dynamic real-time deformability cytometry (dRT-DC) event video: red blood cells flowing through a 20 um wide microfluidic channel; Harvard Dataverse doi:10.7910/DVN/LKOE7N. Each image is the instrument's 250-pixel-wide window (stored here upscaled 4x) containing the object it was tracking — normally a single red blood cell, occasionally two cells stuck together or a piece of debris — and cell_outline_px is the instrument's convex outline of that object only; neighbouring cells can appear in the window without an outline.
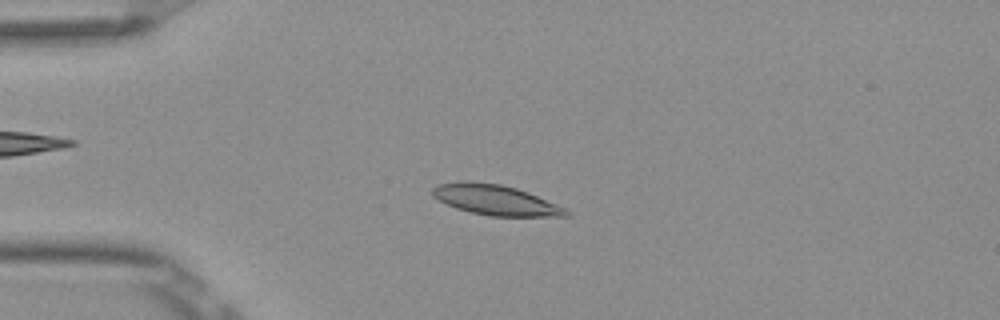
{"species": "Egyptian fruit bat (a non-hibernating species)", "species_latin": "Rousettus aegyptiacus", "temperature_condition": "room temperature", "stored_images_in_passage": 49, "camera_frame_rate_fps": 3000, "um_per_image_px": 0.085, "frame": {"image": 1, "passage_image": 10, "time_ms": 3.0, "image_size_px": [1000, 320], "cell_outline_px": [[572, 212], [568, 216], [492, 216], [472, 212], [456, 208], [432, 196], [432, 188], [436, 184], [460, 180], [468, 180], [500, 184], [516, 188], [528, 192], [564, 208]], "centroid_in_image_um": [42.07, 16.97], "position_along_channel_um": 42.9, "area_um2": 23.47}}
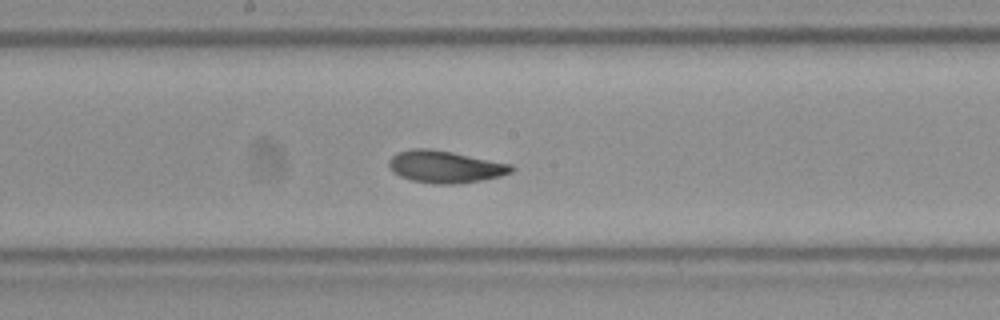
{"frame": {"image": 2, "passage_image": 25, "time_ms": 8.0, "image_size_px": [1000, 320], "cell_outline_px": [[516, 168], [512, 172], [500, 176], [484, 180], [460, 184], [432, 184], [412, 180], [400, 176], [388, 164], [388, 160], [396, 152], [412, 148], [432, 148], [512, 164]], "centroid_in_image_um": [37.87, 14.17], "position_along_channel_um": 210.3, "area_um2": 23.12}}
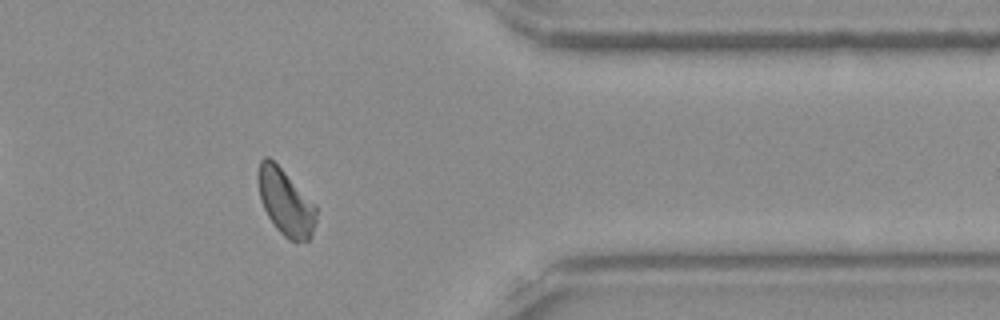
{"frame": {"image": 3, "passage_image": 40, "time_ms": 13.0, "image_size_px": [1000, 320], "cell_outline_px": [[316, 220], [312, 232], [308, 240], [296, 244], [288, 240], [276, 228], [268, 216], [260, 200], [256, 180], [256, 172], [260, 160], [264, 156], [268, 156], [316, 204]], "centroid_in_image_um": [24.24, 17.2], "position_along_channel_um": 387.2, "area_um2": 22.66}, "authors_computed_cell_mechanics": {"area_um2": 22.6576, "velocity_mm_per_s": 3.8495, "shape_relaxation_time_tau1_ms": 3.2583, "shape_relaxation_time_tau2_ms": 1.2164, "deformation_change_tau1": 0.1177, "deformation_change_tau2": 0.0513}}